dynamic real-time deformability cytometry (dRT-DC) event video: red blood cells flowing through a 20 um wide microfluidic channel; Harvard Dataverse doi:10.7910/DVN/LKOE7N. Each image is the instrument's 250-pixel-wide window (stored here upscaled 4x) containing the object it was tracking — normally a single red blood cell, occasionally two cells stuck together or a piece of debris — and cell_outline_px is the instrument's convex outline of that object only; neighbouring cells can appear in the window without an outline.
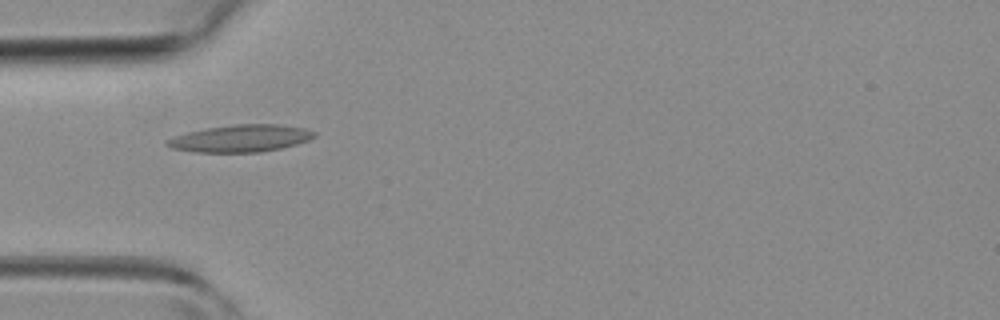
{"species": "common noctule bat (a hibernating species)", "species_latin": "Nyctalus noctula", "temperature_condition": "room temperature", "stored_images_in_passage": 1, "camera_frame_rate_fps": 3000, "um_per_image_px": 0.085, "animal": {"sex": "female", "body_mass_g": 19.3, "forearm_length_mm": 54.1}, "frame": {"image": 1, "passage_image": 1, "time_ms": 0.0, "image_size_px": [1000, 320], "cell_outline_px": [[316, 136], [308, 140], [296, 144], [280, 148], [260, 152], [192, 152], [172, 148], [164, 144], [164, 140], [172, 136], [188, 132], [208, 128], [236, 124], [280, 124], [304, 128], [316, 132]], "centroid_in_image_um": [20.42, 11.76], "position_along_channel_um": 64.6, "area_um2": 23.35}}